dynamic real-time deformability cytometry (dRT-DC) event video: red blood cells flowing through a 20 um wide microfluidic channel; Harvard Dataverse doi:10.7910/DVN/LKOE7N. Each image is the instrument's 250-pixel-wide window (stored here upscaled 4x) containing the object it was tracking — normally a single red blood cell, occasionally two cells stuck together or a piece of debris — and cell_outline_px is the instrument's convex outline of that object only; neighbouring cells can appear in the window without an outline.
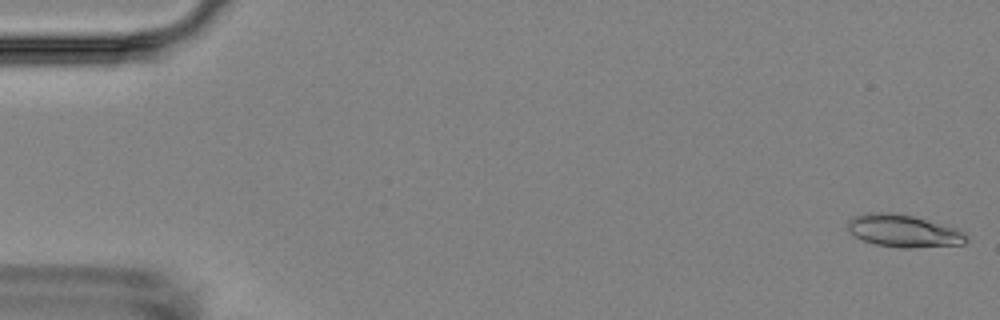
{"species": "Egyptian fruit bat (a non-hibernating species)", "species_latin": "Rousettus aegyptiacus", "temperature_condition": "room temperature", "stored_images_in_passage": 6, "camera_frame_rate_fps": 3000, "um_per_image_px": 0.085, "animal": {"sex": "female"}, "frame": {"image": 1, "passage_image": 1, "time_ms": 0.0, "image_size_px": [1000, 320], "cell_outline_px": [[968, 240], [964, 244], [912, 248], [900, 248], [876, 244], [864, 240], [856, 236], [848, 228], [848, 220], [852, 216], [868, 212], [892, 212], [912, 216], [956, 228], [964, 232], [968, 236]], "centroid_in_image_um": [76.82, 19.62], "position_along_channel_um": 8.2, "area_um2": 22.37}}